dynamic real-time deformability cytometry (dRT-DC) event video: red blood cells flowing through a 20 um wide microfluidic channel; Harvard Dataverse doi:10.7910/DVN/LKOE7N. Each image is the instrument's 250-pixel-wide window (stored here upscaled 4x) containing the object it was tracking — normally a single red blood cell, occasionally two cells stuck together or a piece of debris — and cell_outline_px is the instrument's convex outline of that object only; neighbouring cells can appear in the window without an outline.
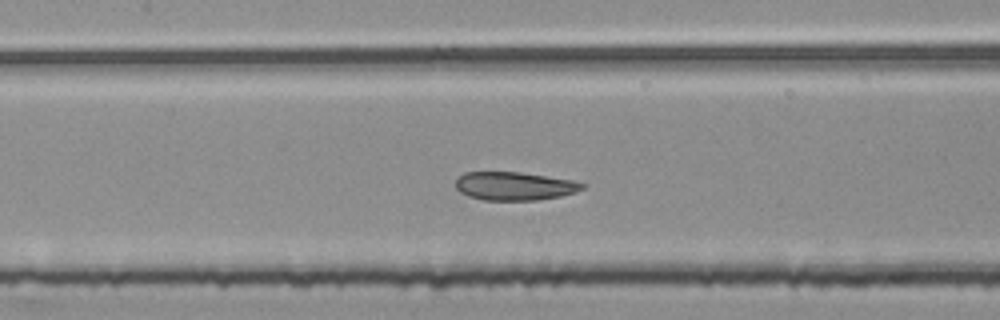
{"species": "common noctule bat (a hibernating species)", "species_latin": "Nyctalus noctula", "temperature_condition": "room temperature", "stored_images_in_passage": 50, "segment_of_instrument_passage": [2, 2], "camera_frame_rate_fps": 3000, "um_per_image_px": 0.085, "animal": {"sex": "female", "body_mass_g": 25.1}, "frame": {"image": 1, "passage_image": 24, "time_ms": 7.667, "image_size_px": [1000, 320], "cell_outline_px": [[588, 184], [584, 188], [576, 192], [560, 196], [536, 200], [484, 200], [468, 196], [460, 192], [456, 188], [456, 180], [464, 172], [520, 172], [572, 180]], "centroid_in_image_um": [43.74, 15.81], "position_along_channel_um": 163.7, "area_um2": 20.92}}
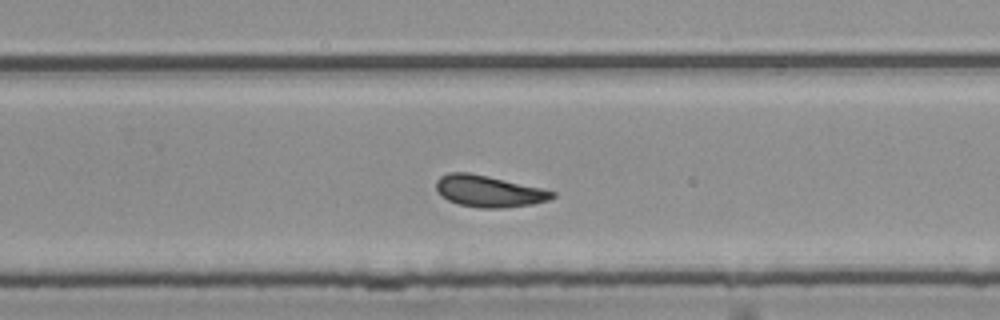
{"frame": {"image": 2, "passage_image": 34, "time_ms": 11.0, "image_size_px": [1000, 320], "cell_outline_px": [[556, 196], [548, 200], [532, 204], [504, 208], [480, 208], [456, 204], [440, 196], [436, 188], [436, 180], [440, 176], [448, 172], [468, 172], [488, 176], [540, 188], [556, 192]], "centroid_in_image_um": [41.5, 16.26], "position_along_channel_um": 288.3, "area_um2": 21.39}}
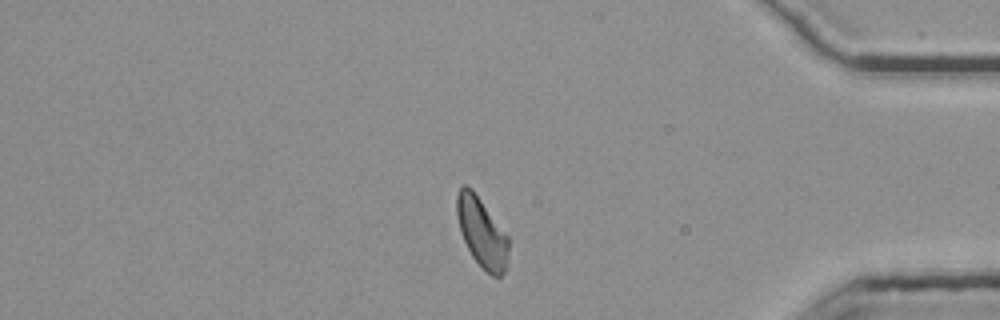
{"frame": {"image": 3, "passage_image": 45, "time_ms": 14.667, "image_size_px": [1000, 320], "cell_outline_px": [[508, 268], [500, 276], [492, 276], [472, 256], [460, 232], [456, 212], [456, 196], [460, 188], [464, 184], [472, 188], [508, 236]], "centroid_in_image_um": [40.95, 19.75], "position_along_channel_um": 394.2, "area_um2": 20.87}}